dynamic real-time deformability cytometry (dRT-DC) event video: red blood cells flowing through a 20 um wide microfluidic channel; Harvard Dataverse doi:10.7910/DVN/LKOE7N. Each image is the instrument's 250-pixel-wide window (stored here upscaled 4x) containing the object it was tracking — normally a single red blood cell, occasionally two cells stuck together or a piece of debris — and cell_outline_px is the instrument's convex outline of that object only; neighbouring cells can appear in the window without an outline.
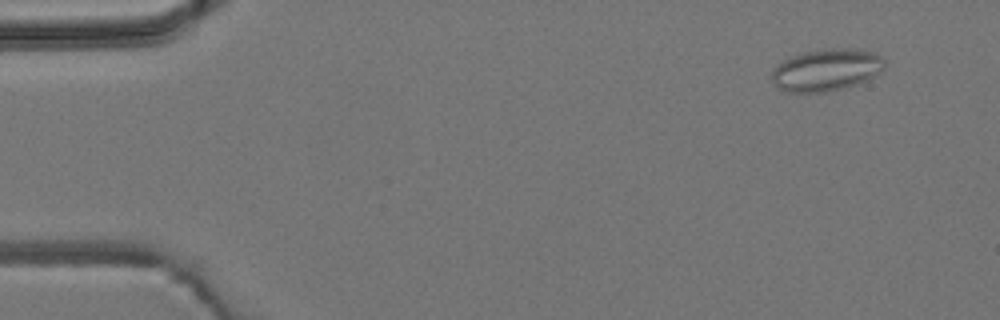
{"species": "common noctule bat (a hibernating species)", "species_latin": "Nyctalus noctula", "temperature_condition": "room temperature", "stored_images_in_passage": 5, "camera_frame_rate_fps": 3000, "um_per_image_px": 0.085, "animal": {"sex": "male", "body_mass_g": 19.2, "forearm_length_mm": 51.8}, "frame": {"image": 1, "passage_image": 2, "time_ms": 1.0, "image_size_px": [1000, 320], "cell_outline_px": [[884, 68], [880, 72], [868, 80], [856, 84], [824, 92], [788, 92], [772, 84], [772, 72], [784, 60], [792, 56], [804, 52], [828, 48], [860, 48], [876, 52], [884, 60]], "centroid_in_image_um": [70.28, 5.92], "position_along_channel_um": 14.7, "area_um2": 27.63}}